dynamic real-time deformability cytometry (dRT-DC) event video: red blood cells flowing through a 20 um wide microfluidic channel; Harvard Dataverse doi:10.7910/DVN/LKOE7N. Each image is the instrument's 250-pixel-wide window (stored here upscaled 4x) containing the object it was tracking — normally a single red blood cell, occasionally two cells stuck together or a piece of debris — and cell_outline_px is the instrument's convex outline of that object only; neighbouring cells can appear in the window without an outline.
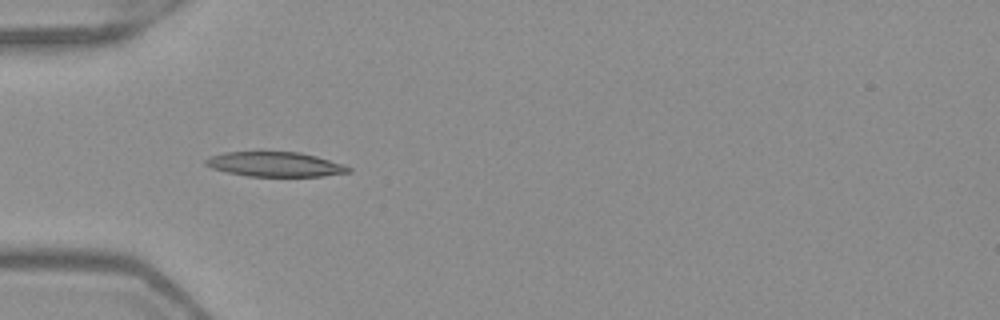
{"species": "Egyptian fruit bat (a non-hibernating species)", "species_latin": "Rousettus aegyptiacus", "temperature_condition": "warm", "stored_images_in_passage": 36, "camera_frame_rate_fps": 3000, "um_per_image_px": 0.085, "frame": {"image": 1, "passage_image": 1, "time_ms": 0.0, "image_size_px": [1000, 320], "cell_outline_px": [[352, 172], [324, 176], [248, 176], [228, 172], [212, 168], [204, 164], [204, 160], [212, 156], [224, 152], [300, 152], [316, 156], [344, 164], [352, 168]], "centroid_in_image_um": [23.43, 13.97], "position_along_channel_um": 61.6, "area_um2": 20.52}}
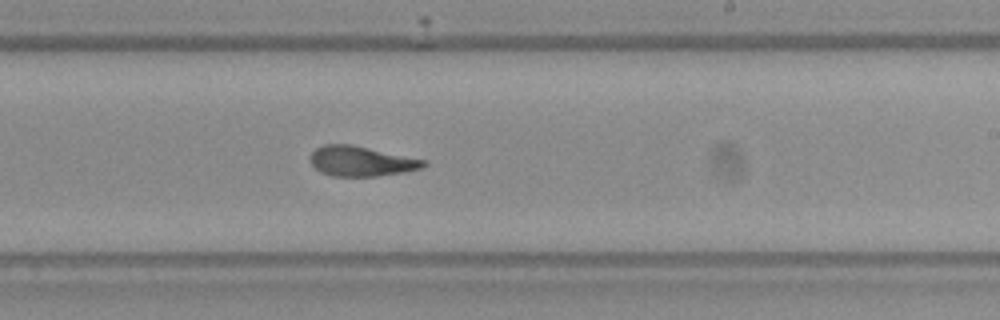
{"frame": {"image": 2, "passage_image": 16, "time_ms": 5.0, "image_size_px": [1000, 320], "cell_outline_px": [[428, 164], [424, 168], [404, 172], [376, 176], [332, 176], [320, 172], [308, 160], [308, 156], [316, 148], [324, 144], [352, 144], [428, 160]], "centroid_in_image_um": [30.72, 13.69], "position_along_channel_um": 258.3, "area_um2": 20.17}}
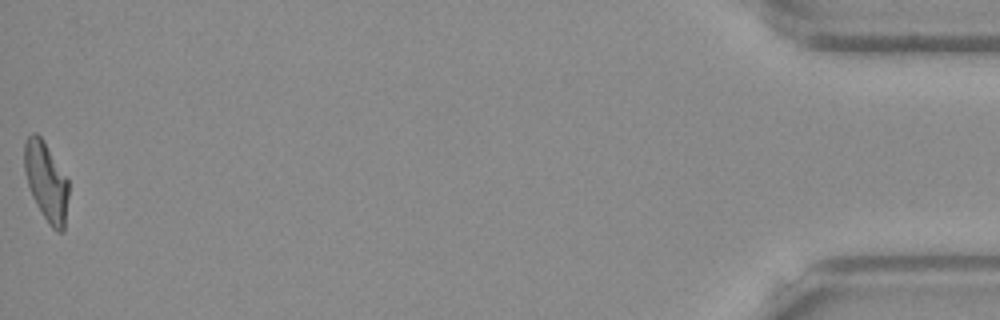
{"frame": {"image": 3, "passage_image": 36, "time_ms": 11.667, "image_size_px": [1000, 320], "cell_outline_px": [[68, 196], [64, 232], [56, 232], [48, 224], [36, 204], [32, 196], [24, 172], [24, 144], [28, 136], [32, 132], [36, 132], [44, 140], [68, 180]], "centroid_in_image_um": [3.92, 15.44], "position_along_channel_um": 431.3, "area_um2": 20.4}, "authors_computed_cell_mechanics": {"area_um2": 20.2589, "velocity_mm_per_s": 3.9963, "shape_relaxation_time_tau1_ms": 5.6198, "shape_relaxation_time_tau2_ms": 1.8984, "deformation_change_tau1": 0.2171, "deformation_change_tau2": 0.1036}}